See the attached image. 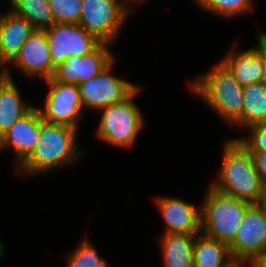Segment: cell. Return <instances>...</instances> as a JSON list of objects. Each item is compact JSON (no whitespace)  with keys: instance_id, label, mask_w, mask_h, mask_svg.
Instances as JSON below:
<instances>
[{"instance_id":"obj_1","label":"cell","mask_w":266,"mask_h":267,"mask_svg":"<svg viewBox=\"0 0 266 267\" xmlns=\"http://www.w3.org/2000/svg\"><path fill=\"white\" fill-rule=\"evenodd\" d=\"M78 129L44 121L40 114V137L32 153L16 167L23 176L43 174L63 165H72L81 156Z\"/></svg>"},{"instance_id":"obj_2","label":"cell","mask_w":266,"mask_h":267,"mask_svg":"<svg viewBox=\"0 0 266 267\" xmlns=\"http://www.w3.org/2000/svg\"><path fill=\"white\" fill-rule=\"evenodd\" d=\"M222 161L217 180L211 186L226 195L259 203L265 189L250 152L237 138L225 142Z\"/></svg>"},{"instance_id":"obj_3","label":"cell","mask_w":266,"mask_h":267,"mask_svg":"<svg viewBox=\"0 0 266 267\" xmlns=\"http://www.w3.org/2000/svg\"><path fill=\"white\" fill-rule=\"evenodd\" d=\"M190 91L213 109L228 124L241 128L243 86L219 61L207 73L188 82Z\"/></svg>"},{"instance_id":"obj_4","label":"cell","mask_w":266,"mask_h":267,"mask_svg":"<svg viewBox=\"0 0 266 267\" xmlns=\"http://www.w3.org/2000/svg\"><path fill=\"white\" fill-rule=\"evenodd\" d=\"M201 204V233L230 244L236 236L243 215L251 204L208 187Z\"/></svg>"},{"instance_id":"obj_5","label":"cell","mask_w":266,"mask_h":267,"mask_svg":"<svg viewBox=\"0 0 266 267\" xmlns=\"http://www.w3.org/2000/svg\"><path fill=\"white\" fill-rule=\"evenodd\" d=\"M140 92L138 87L124 101L102 108L96 136L109 145L133 147L144 126L142 111L134 102Z\"/></svg>"},{"instance_id":"obj_6","label":"cell","mask_w":266,"mask_h":267,"mask_svg":"<svg viewBox=\"0 0 266 267\" xmlns=\"http://www.w3.org/2000/svg\"><path fill=\"white\" fill-rule=\"evenodd\" d=\"M133 9L126 0H82L78 24L113 45Z\"/></svg>"},{"instance_id":"obj_7","label":"cell","mask_w":266,"mask_h":267,"mask_svg":"<svg viewBox=\"0 0 266 267\" xmlns=\"http://www.w3.org/2000/svg\"><path fill=\"white\" fill-rule=\"evenodd\" d=\"M228 246L233 261L249 265L266 255V216L258 203L248 206L236 236Z\"/></svg>"},{"instance_id":"obj_8","label":"cell","mask_w":266,"mask_h":267,"mask_svg":"<svg viewBox=\"0 0 266 267\" xmlns=\"http://www.w3.org/2000/svg\"><path fill=\"white\" fill-rule=\"evenodd\" d=\"M44 31L55 68L64 63L67 57L86 55L102 43L79 24L54 23Z\"/></svg>"},{"instance_id":"obj_9","label":"cell","mask_w":266,"mask_h":267,"mask_svg":"<svg viewBox=\"0 0 266 267\" xmlns=\"http://www.w3.org/2000/svg\"><path fill=\"white\" fill-rule=\"evenodd\" d=\"M115 60L100 74L78 84L83 108L101 110L124 101L139 86L111 74Z\"/></svg>"},{"instance_id":"obj_10","label":"cell","mask_w":266,"mask_h":267,"mask_svg":"<svg viewBox=\"0 0 266 267\" xmlns=\"http://www.w3.org/2000/svg\"><path fill=\"white\" fill-rule=\"evenodd\" d=\"M49 86L41 117L48 123L64 124L78 129L83 104L78 85L63 84L53 78L44 81Z\"/></svg>"},{"instance_id":"obj_11","label":"cell","mask_w":266,"mask_h":267,"mask_svg":"<svg viewBox=\"0 0 266 267\" xmlns=\"http://www.w3.org/2000/svg\"><path fill=\"white\" fill-rule=\"evenodd\" d=\"M109 43L102 42L94 51L83 56H69L55 69L53 79L63 84L78 85L104 71L114 60Z\"/></svg>"},{"instance_id":"obj_12","label":"cell","mask_w":266,"mask_h":267,"mask_svg":"<svg viewBox=\"0 0 266 267\" xmlns=\"http://www.w3.org/2000/svg\"><path fill=\"white\" fill-rule=\"evenodd\" d=\"M9 64H13L28 77H40L45 81L53 78L56 68L52 64L45 31L35 30Z\"/></svg>"},{"instance_id":"obj_13","label":"cell","mask_w":266,"mask_h":267,"mask_svg":"<svg viewBox=\"0 0 266 267\" xmlns=\"http://www.w3.org/2000/svg\"><path fill=\"white\" fill-rule=\"evenodd\" d=\"M40 137V112L33 107L26 115L17 120L2 136L0 150L13 148L18 167L35 149Z\"/></svg>"},{"instance_id":"obj_14","label":"cell","mask_w":266,"mask_h":267,"mask_svg":"<svg viewBox=\"0 0 266 267\" xmlns=\"http://www.w3.org/2000/svg\"><path fill=\"white\" fill-rule=\"evenodd\" d=\"M155 204L165 222L167 233H201V207L175 197H156Z\"/></svg>"},{"instance_id":"obj_15","label":"cell","mask_w":266,"mask_h":267,"mask_svg":"<svg viewBox=\"0 0 266 267\" xmlns=\"http://www.w3.org/2000/svg\"><path fill=\"white\" fill-rule=\"evenodd\" d=\"M256 47L245 51L230 48L220 62L229 70L241 86L261 82L263 69V32L258 33Z\"/></svg>"},{"instance_id":"obj_16","label":"cell","mask_w":266,"mask_h":267,"mask_svg":"<svg viewBox=\"0 0 266 267\" xmlns=\"http://www.w3.org/2000/svg\"><path fill=\"white\" fill-rule=\"evenodd\" d=\"M36 29L11 10L0 15V57L7 65L18 54L22 44Z\"/></svg>"},{"instance_id":"obj_17","label":"cell","mask_w":266,"mask_h":267,"mask_svg":"<svg viewBox=\"0 0 266 267\" xmlns=\"http://www.w3.org/2000/svg\"><path fill=\"white\" fill-rule=\"evenodd\" d=\"M197 234L167 233L161 237L164 267H193V251Z\"/></svg>"},{"instance_id":"obj_18","label":"cell","mask_w":266,"mask_h":267,"mask_svg":"<svg viewBox=\"0 0 266 267\" xmlns=\"http://www.w3.org/2000/svg\"><path fill=\"white\" fill-rule=\"evenodd\" d=\"M197 234L193 251V267H227L233 259L226 243Z\"/></svg>"},{"instance_id":"obj_19","label":"cell","mask_w":266,"mask_h":267,"mask_svg":"<svg viewBox=\"0 0 266 267\" xmlns=\"http://www.w3.org/2000/svg\"><path fill=\"white\" fill-rule=\"evenodd\" d=\"M21 97L11 77L0 89V136L34 107L27 105Z\"/></svg>"},{"instance_id":"obj_20","label":"cell","mask_w":266,"mask_h":267,"mask_svg":"<svg viewBox=\"0 0 266 267\" xmlns=\"http://www.w3.org/2000/svg\"><path fill=\"white\" fill-rule=\"evenodd\" d=\"M266 124V87L261 83L243 86L241 128Z\"/></svg>"},{"instance_id":"obj_21","label":"cell","mask_w":266,"mask_h":267,"mask_svg":"<svg viewBox=\"0 0 266 267\" xmlns=\"http://www.w3.org/2000/svg\"><path fill=\"white\" fill-rule=\"evenodd\" d=\"M11 11L27 20L36 30H45L54 24L48 0H9Z\"/></svg>"},{"instance_id":"obj_22","label":"cell","mask_w":266,"mask_h":267,"mask_svg":"<svg viewBox=\"0 0 266 267\" xmlns=\"http://www.w3.org/2000/svg\"><path fill=\"white\" fill-rule=\"evenodd\" d=\"M198 6L211 13L224 17H235L253 11V0H194Z\"/></svg>"},{"instance_id":"obj_23","label":"cell","mask_w":266,"mask_h":267,"mask_svg":"<svg viewBox=\"0 0 266 267\" xmlns=\"http://www.w3.org/2000/svg\"><path fill=\"white\" fill-rule=\"evenodd\" d=\"M67 267H111L86 236L67 257Z\"/></svg>"},{"instance_id":"obj_24","label":"cell","mask_w":266,"mask_h":267,"mask_svg":"<svg viewBox=\"0 0 266 267\" xmlns=\"http://www.w3.org/2000/svg\"><path fill=\"white\" fill-rule=\"evenodd\" d=\"M82 0H48L54 23L78 24Z\"/></svg>"},{"instance_id":"obj_25","label":"cell","mask_w":266,"mask_h":267,"mask_svg":"<svg viewBox=\"0 0 266 267\" xmlns=\"http://www.w3.org/2000/svg\"><path fill=\"white\" fill-rule=\"evenodd\" d=\"M250 136L240 137L237 140L249 152H264L266 153V124H256L247 128Z\"/></svg>"},{"instance_id":"obj_26","label":"cell","mask_w":266,"mask_h":267,"mask_svg":"<svg viewBox=\"0 0 266 267\" xmlns=\"http://www.w3.org/2000/svg\"><path fill=\"white\" fill-rule=\"evenodd\" d=\"M253 164L260 176L262 185L266 190V153L264 152H250Z\"/></svg>"},{"instance_id":"obj_27","label":"cell","mask_w":266,"mask_h":267,"mask_svg":"<svg viewBox=\"0 0 266 267\" xmlns=\"http://www.w3.org/2000/svg\"><path fill=\"white\" fill-rule=\"evenodd\" d=\"M261 83L266 87V32L263 33V69Z\"/></svg>"},{"instance_id":"obj_28","label":"cell","mask_w":266,"mask_h":267,"mask_svg":"<svg viewBox=\"0 0 266 267\" xmlns=\"http://www.w3.org/2000/svg\"><path fill=\"white\" fill-rule=\"evenodd\" d=\"M10 67L0 66V89L11 78Z\"/></svg>"},{"instance_id":"obj_29","label":"cell","mask_w":266,"mask_h":267,"mask_svg":"<svg viewBox=\"0 0 266 267\" xmlns=\"http://www.w3.org/2000/svg\"><path fill=\"white\" fill-rule=\"evenodd\" d=\"M250 267H266V255L254 261Z\"/></svg>"},{"instance_id":"obj_30","label":"cell","mask_w":266,"mask_h":267,"mask_svg":"<svg viewBox=\"0 0 266 267\" xmlns=\"http://www.w3.org/2000/svg\"><path fill=\"white\" fill-rule=\"evenodd\" d=\"M262 208L266 216V190H264V193L258 203Z\"/></svg>"},{"instance_id":"obj_31","label":"cell","mask_w":266,"mask_h":267,"mask_svg":"<svg viewBox=\"0 0 266 267\" xmlns=\"http://www.w3.org/2000/svg\"><path fill=\"white\" fill-rule=\"evenodd\" d=\"M245 264L248 265V267H250V265L248 263L242 262V261H233L229 266L227 267H243V265Z\"/></svg>"},{"instance_id":"obj_32","label":"cell","mask_w":266,"mask_h":267,"mask_svg":"<svg viewBox=\"0 0 266 267\" xmlns=\"http://www.w3.org/2000/svg\"><path fill=\"white\" fill-rule=\"evenodd\" d=\"M126 1H127L129 4L131 3L130 5H132V4H134V3H135V4H136V3H138V4H139V3H142V2H144L145 0H126ZM133 2H134V3H133Z\"/></svg>"},{"instance_id":"obj_33","label":"cell","mask_w":266,"mask_h":267,"mask_svg":"<svg viewBox=\"0 0 266 267\" xmlns=\"http://www.w3.org/2000/svg\"><path fill=\"white\" fill-rule=\"evenodd\" d=\"M3 247H4L3 243L0 241V259H2L1 257L3 255V251H4Z\"/></svg>"},{"instance_id":"obj_34","label":"cell","mask_w":266,"mask_h":267,"mask_svg":"<svg viewBox=\"0 0 266 267\" xmlns=\"http://www.w3.org/2000/svg\"><path fill=\"white\" fill-rule=\"evenodd\" d=\"M0 66H9V65H6V64L2 61V59H1V57H0Z\"/></svg>"}]
</instances>
